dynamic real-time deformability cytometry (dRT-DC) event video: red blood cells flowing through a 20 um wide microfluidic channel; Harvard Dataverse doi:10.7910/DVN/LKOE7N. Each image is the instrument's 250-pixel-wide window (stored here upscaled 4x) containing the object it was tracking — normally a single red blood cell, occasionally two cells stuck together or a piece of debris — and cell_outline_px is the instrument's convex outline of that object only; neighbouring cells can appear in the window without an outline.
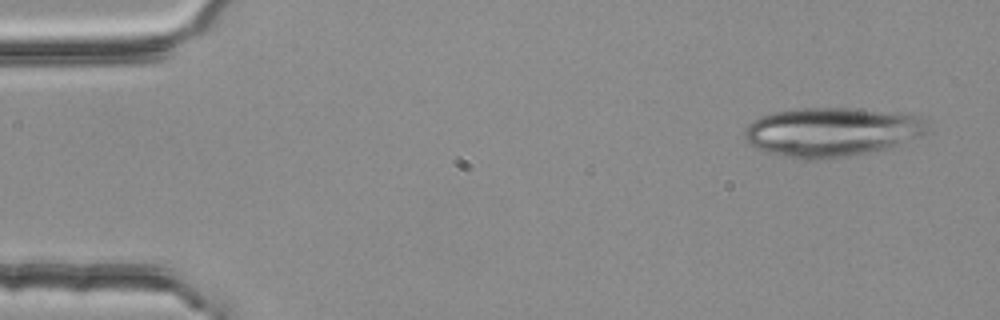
{"species": "common noctule bat (a hibernating species)", "species_latin": "Nyctalus noctula", "temperature_condition": "room temperature", "stored_images_in_passage": 4, "camera_frame_rate_fps": 3000, "um_per_image_px": 0.085, "animal": {"sex": "female", "body_mass_g": 25.1}, "frame": {"image": 1, "passage_image": 1, "time_ms": 0.0, "image_size_px": [1000, 320], "cell_outline_px": [[924, 132], [920, 136], [892, 148], [816, 160], [804, 160], [756, 148], [744, 140], [744, 128], [748, 124], [764, 116], [776, 112], [804, 108], [852, 108], [900, 112], [920, 116], [924, 128]], "centroid_in_image_um": [70.69, 11.21], "position_along_channel_um": 14.3, "area_um2": 51.67}}